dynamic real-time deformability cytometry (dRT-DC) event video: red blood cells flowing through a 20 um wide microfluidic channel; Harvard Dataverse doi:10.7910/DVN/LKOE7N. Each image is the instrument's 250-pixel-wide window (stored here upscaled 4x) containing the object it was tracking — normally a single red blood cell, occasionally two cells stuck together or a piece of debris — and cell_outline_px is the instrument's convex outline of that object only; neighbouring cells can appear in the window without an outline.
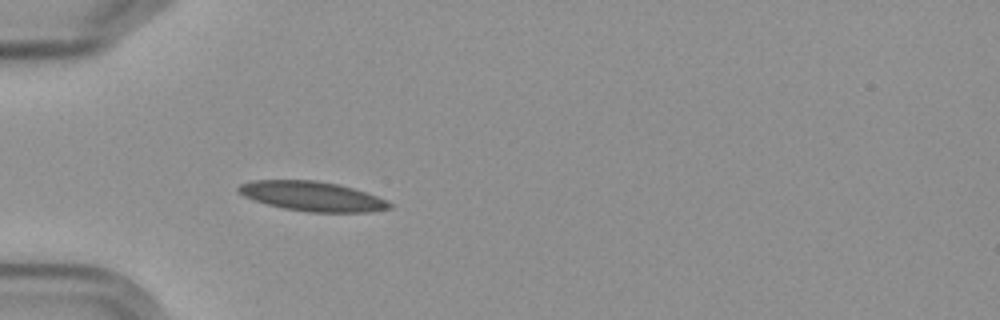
{"species": "Egyptian fruit bat (a non-hibernating species)", "species_latin": "Rousettus aegyptiacus", "temperature_condition": "cold", "stored_images_in_passage": 4, "camera_frame_rate_fps": 3000, "um_per_image_px": 0.085, "frame": {"image": 1, "passage_image": 4, "time_ms": 4.333, "image_size_px": [1000, 320], "cell_outline_px": [[392, 208], [368, 212], [308, 212], [284, 208], [252, 200], [244, 196], [236, 188], [240, 184], [252, 180], [316, 180], [336, 184], [352, 188], [388, 200], [392, 204]], "centroid_in_image_um": [26.53, 16.68], "position_along_channel_um": 58.5, "area_um2": 25.95}}